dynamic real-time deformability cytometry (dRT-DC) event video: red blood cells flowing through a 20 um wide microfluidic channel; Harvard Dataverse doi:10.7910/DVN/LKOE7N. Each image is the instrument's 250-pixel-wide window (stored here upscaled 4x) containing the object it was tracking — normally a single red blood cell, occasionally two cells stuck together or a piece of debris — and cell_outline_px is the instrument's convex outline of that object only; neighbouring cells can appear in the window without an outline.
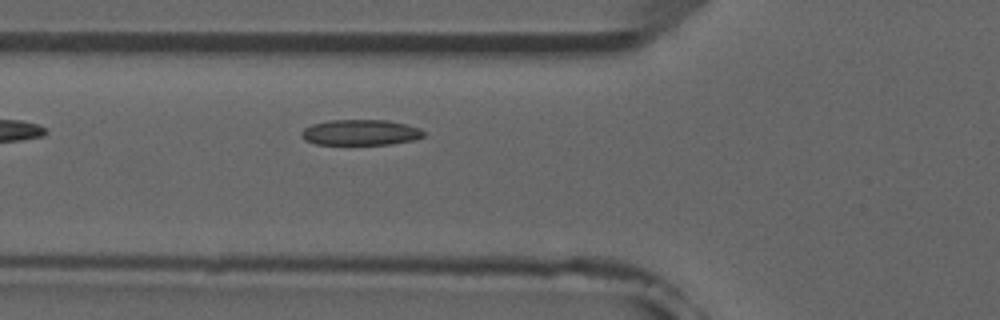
{"species": "common noctule bat (a hibernating species)", "species_latin": "Nyctalus noctula", "temperature_condition": "room temperature", "stored_images_in_passage": 5, "camera_frame_rate_fps": 3000, "um_per_image_px": 0.085, "animal": {"sex": "male", "forearm_length_mm": 52.5}, "frame": {"image": 1, "passage_image": 5, "time_ms": 4.667, "image_size_px": [1000, 320], "cell_outline_px": [[424, 136], [412, 140], [392, 144], [316, 144], [304, 140], [300, 136], [300, 132], [304, 128], [312, 124], [328, 120], [388, 120], [420, 128], [424, 132]], "centroid_in_image_um": [30.6, 11.25], "position_along_channel_um": 95.2, "area_um2": 18.26}}